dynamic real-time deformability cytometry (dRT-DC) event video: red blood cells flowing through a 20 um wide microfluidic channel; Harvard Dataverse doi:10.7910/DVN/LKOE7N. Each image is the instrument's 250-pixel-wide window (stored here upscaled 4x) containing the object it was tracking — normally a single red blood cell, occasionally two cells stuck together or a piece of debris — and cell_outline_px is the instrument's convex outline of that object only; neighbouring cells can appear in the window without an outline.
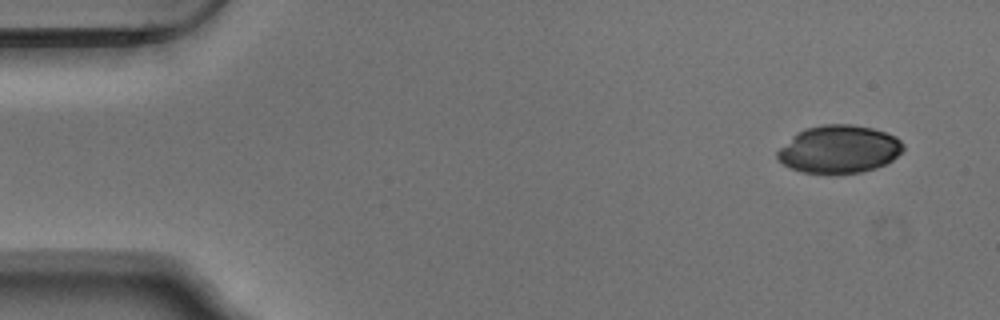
{"species": "Egyptian fruit bat (a non-hibernating species)", "species_latin": "Rousettus aegyptiacus", "temperature_condition": "warm", "stored_images_in_passage": 51, "camera_frame_rate_fps": 3000, "um_per_image_px": 0.085, "animal": {"sex": "male"}, "frame": {"image": 1, "passage_image": 1, "time_ms": 0.0, "image_size_px": [1000, 320], "cell_outline_px": [[904, 148], [892, 160], [876, 168], [860, 172], [804, 172], [792, 168], [784, 164], [776, 156], [776, 152], [792, 136], [804, 128], [824, 124], [852, 124], [872, 128], [896, 136], [904, 144]], "centroid_in_image_um": [71.33, 12.65], "position_along_channel_um": 13.7, "area_um2": 34.56}}